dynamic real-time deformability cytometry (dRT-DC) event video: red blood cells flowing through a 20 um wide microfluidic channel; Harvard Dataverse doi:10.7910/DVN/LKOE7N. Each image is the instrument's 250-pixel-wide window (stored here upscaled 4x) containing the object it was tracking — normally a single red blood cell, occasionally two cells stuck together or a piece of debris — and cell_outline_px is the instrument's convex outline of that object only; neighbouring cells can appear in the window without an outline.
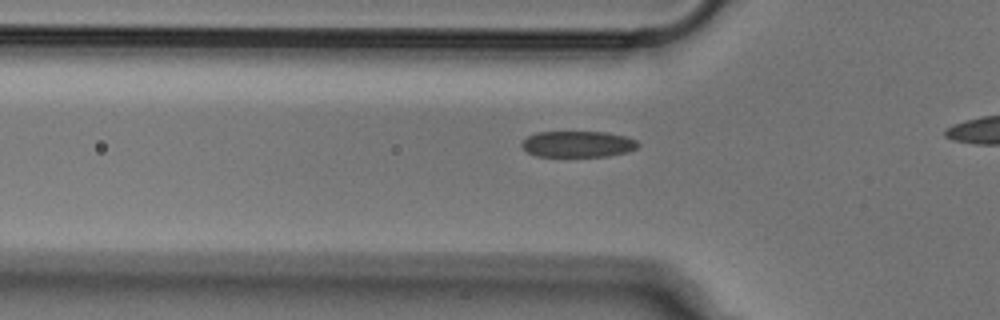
{"species": "Egyptian fruit bat (a non-hibernating species)", "species_latin": "Rousettus aegyptiacus", "temperature_condition": "cold", "stored_images_in_passage": 12, "camera_frame_rate_fps": 3000, "um_per_image_px": 0.085, "animal": {"sex": "male"}, "frame": {"image": 1, "passage_image": 3, "time_ms": 0.667, "image_size_px": [1000, 320], "cell_outline_px": [[640, 144], [636, 148], [628, 152], [608, 156], [536, 156], [528, 152], [520, 144], [528, 136], [536, 132], [604, 132], [624, 136], [636, 140]], "centroid_in_image_um": [49.12, 12.25], "position_along_channel_um": 76.7, "area_um2": 17.63}}
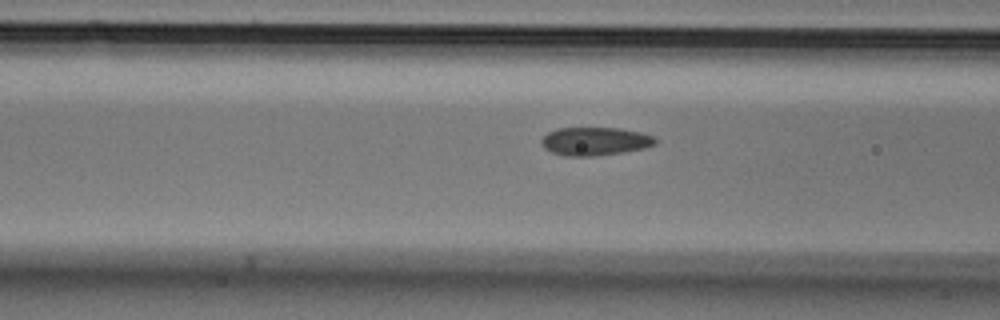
{"frame": {"image": 2, "passage_image": 6, "time_ms": 1.667, "image_size_px": [1000, 320], "cell_outline_px": [[656, 144], [644, 148], [624, 152], [592, 156], [564, 156], [552, 152], [544, 148], [540, 144], [540, 140], [548, 132], [556, 128], [620, 128], [640, 132], [652, 136], [656, 140]], "centroid_in_image_um": [50.54, 12.01], "position_along_channel_um": 116.1, "area_um2": 18.79}}
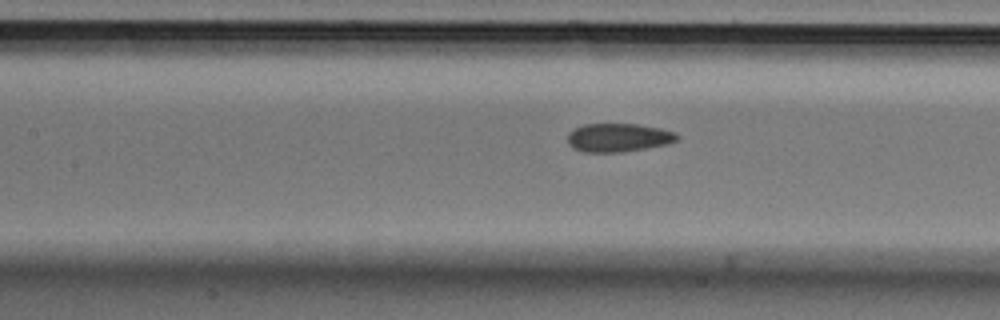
{"frame": {"image": 3, "passage_image": 9, "time_ms": 2.667, "image_size_px": [1000, 320], "cell_outline_px": [[680, 136], [676, 140], [668, 144], [624, 152], [584, 152], [572, 148], [568, 144], [568, 132], [572, 128], [584, 124], [636, 124], [660, 128], [676, 132]], "centroid_in_image_um": [52.54, 11.69], "position_along_channel_um": 154.9, "area_um2": 18.38}}